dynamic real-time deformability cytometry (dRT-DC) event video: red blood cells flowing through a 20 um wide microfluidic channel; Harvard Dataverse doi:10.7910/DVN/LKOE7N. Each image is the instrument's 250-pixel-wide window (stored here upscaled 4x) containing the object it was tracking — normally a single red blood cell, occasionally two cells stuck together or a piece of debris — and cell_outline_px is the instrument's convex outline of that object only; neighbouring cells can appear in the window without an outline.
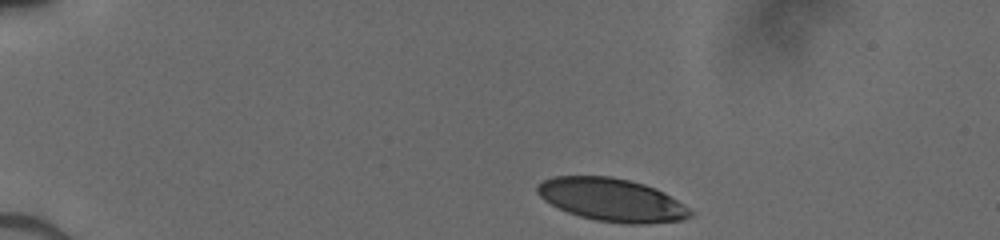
{"species": "human", "species_latin": "Homo sapiens", "temperature_condition": "cold", "stored_images_in_passage": 36, "camera_frame_rate_fps": 3000, "um_per_image_px": 0.085, "donor": {"sex": "male"}, "frame": {"image": 1, "passage_image": 1, "time_ms": 0.0, "image_size_px": [1000, 240], "cell_outline_px": [[692, 216], [684, 220], [644, 224], [624, 224], [596, 220], [580, 216], [568, 212], [544, 200], [536, 192], [536, 184], [544, 180], [556, 176], [612, 176], [644, 184], [656, 188], [676, 200], [688, 208], [692, 212]], "centroid_in_image_um": [52.0, 16.99], "position_along_channel_um": 33.0, "area_um2": 38.15}}
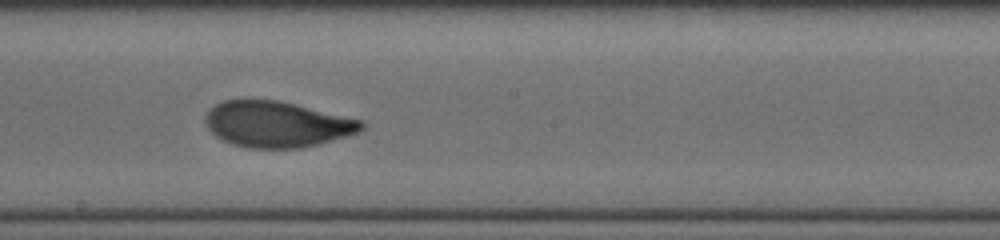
{"frame": {"image": 2, "passage_image": 21, "time_ms": 6.667, "image_size_px": [1000, 240], "cell_outline_px": [[364, 128], [360, 132], [348, 136], [320, 144], [300, 148], [248, 148], [232, 144], [216, 136], [208, 128], [204, 120], [204, 116], [216, 104], [224, 100], [280, 100], [364, 120]], "centroid_in_image_um": [23.59, 10.56], "position_along_channel_um": 224.6, "area_um2": 42.02}}
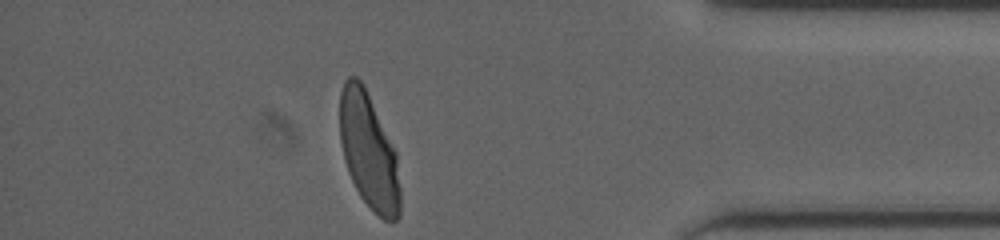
{"frame": {"image": 3, "passage_image": 36, "time_ms": 11.667, "image_size_px": [1000, 240], "cell_outline_px": [[400, 216], [396, 220], [384, 220], [360, 196], [348, 172], [344, 160], [340, 140], [340, 92], [344, 80], [348, 76], [356, 76], [364, 84], [396, 152], [400, 188]], "centroid_in_image_um": [31.34, 12.81], "position_along_channel_um": 403.9, "area_um2": 40.58}}